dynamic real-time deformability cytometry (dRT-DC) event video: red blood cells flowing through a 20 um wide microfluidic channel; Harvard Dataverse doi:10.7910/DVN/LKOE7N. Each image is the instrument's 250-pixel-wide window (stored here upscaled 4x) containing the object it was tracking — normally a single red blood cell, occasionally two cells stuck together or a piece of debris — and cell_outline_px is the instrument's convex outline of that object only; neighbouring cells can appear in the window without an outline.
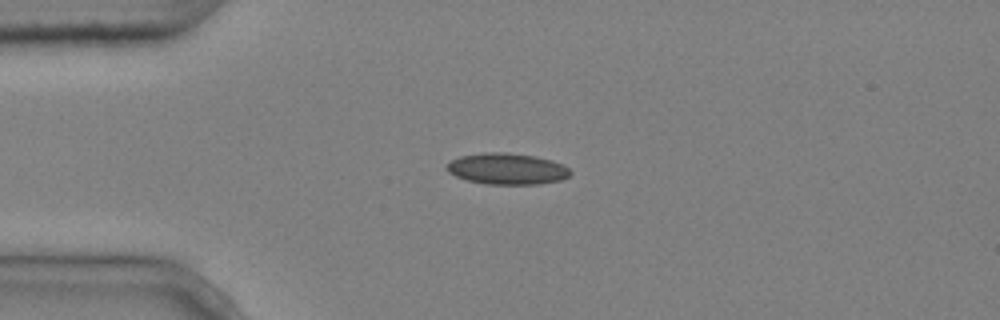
{"species": "common noctule bat (a hibernating species)", "species_latin": "Nyctalus noctula", "temperature_condition": "cold", "stored_images_in_passage": 3, "camera_frame_rate_fps": 3000, "um_per_image_px": 0.085, "animal": {"sex": "male", "body_mass_g": 20.4}, "frame": {"image": 1, "passage_image": 3, "time_ms": 0.667, "image_size_px": [1000, 320], "cell_outline_px": [[572, 172], [568, 176], [560, 180], [540, 184], [484, 184], [468, 180], [456, 176], [448, 172], [448, 164], [452, 160], [460, 156], [484, 152], [504, 152], [536, 156], [552, 160], [568, 168]], "centroid_in_image_um": [43.11, 14.35], "position_along_channel_um": 41.9, "area_um2": 22.37}}